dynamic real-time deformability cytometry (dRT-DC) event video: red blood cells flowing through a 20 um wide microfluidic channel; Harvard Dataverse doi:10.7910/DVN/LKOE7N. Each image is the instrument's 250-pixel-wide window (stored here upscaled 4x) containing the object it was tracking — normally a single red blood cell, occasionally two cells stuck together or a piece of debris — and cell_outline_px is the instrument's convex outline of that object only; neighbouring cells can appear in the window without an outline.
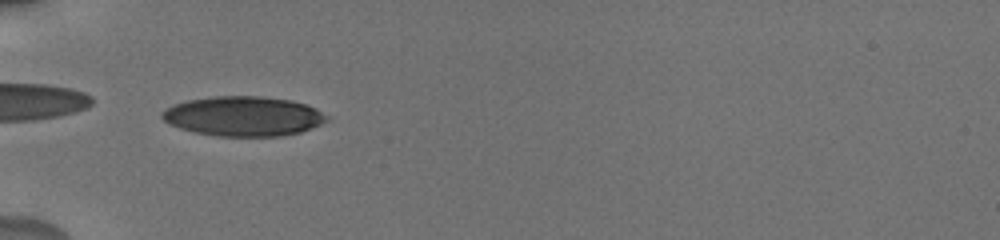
{"species": "human", "species_latin": "Homo sapiens", "temperature_condition": "cold", "stored_images_in_passage": 45, "camera_frame_rate_fps": 3000, "um_per_image_px": 0.085, "donor": {"sex": "male"}, "frame": {"image": 1, "passage_image": 1, "time_ms": 0.0, "image_size_px": [1000, 240], "cell_outline_px": [[328, 120], [320, 124], [300, 132], [280, 136], [216, 136], [196, 132], [180, 128], [168, 124], [160, 116], [160, 112], [164, 108], [188, 100], [212, 96], [260, 96], [292, 100], [316, 108], [328, 116]], "centroid_in_image_um": [20.66, 9.87], "position_along_channel_um": 64.3, "area_um2": 38.15}}
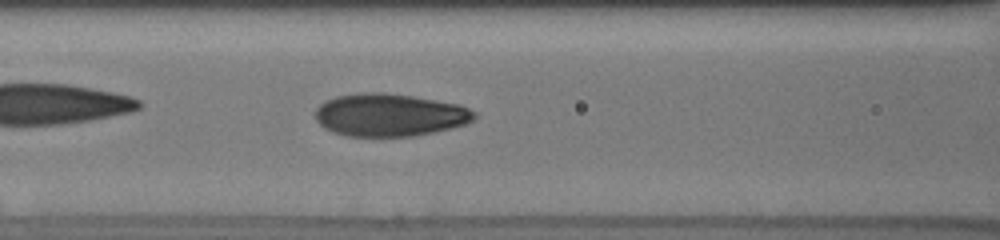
{"frame": {"image": 2, "passage_image": 8, "time_ms": 2.0, "image_size_px": [1000, 240], "cell_outline_px": [[476, 116], [472, 120], [464, 124], [452, 128], [416, 136], [348, 136], [332, 132], [324, 128], [316, 120], [316, 108], [324, 100], [336, 96], [360, 92], [384, 92], [412, 96], [460, 104], [476, 112]], "centroid_in_image_um": [33.1, 9.76], "position_along_channel_um": 133.5, "area_um2": 39.77}}
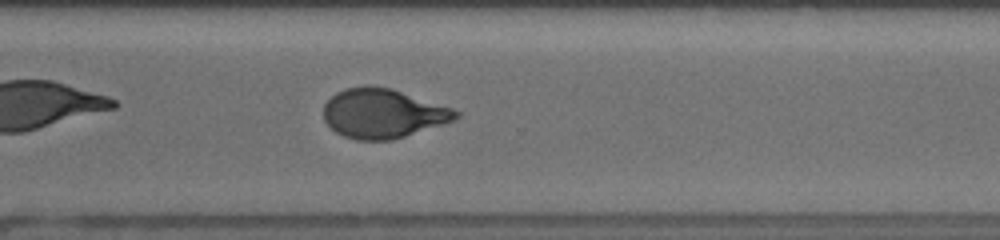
{"frame": {"image": 3, "passage_image": 24, "time_ms": 7.333, "image_size_px": [1000, 240], "cell_outline_px": [[460, 116], [456, 120], [392, 140], [356, 140], [344, 136], [336, 132], [324, 120], [324, 104], [336, 92], [348, 88], [392, 88], [452, 108], [460, 112]], "centroid_in_image_um": [32.57, 9.67], "position_along_channel_um": 338.0, "area_um2": 37.45}, "authors_computed_cell_mechanics": {"area_um2": 38.3792, "velocity_mm_per_s": 3.8456, "shape_relaxation_time_tau1_ms": 3.5442, "shape_relaxation_time_tau2_ms": 0.9704, "deformation_change_tau1": 0.1758, "deformation_change_tau2": 0.0691}}